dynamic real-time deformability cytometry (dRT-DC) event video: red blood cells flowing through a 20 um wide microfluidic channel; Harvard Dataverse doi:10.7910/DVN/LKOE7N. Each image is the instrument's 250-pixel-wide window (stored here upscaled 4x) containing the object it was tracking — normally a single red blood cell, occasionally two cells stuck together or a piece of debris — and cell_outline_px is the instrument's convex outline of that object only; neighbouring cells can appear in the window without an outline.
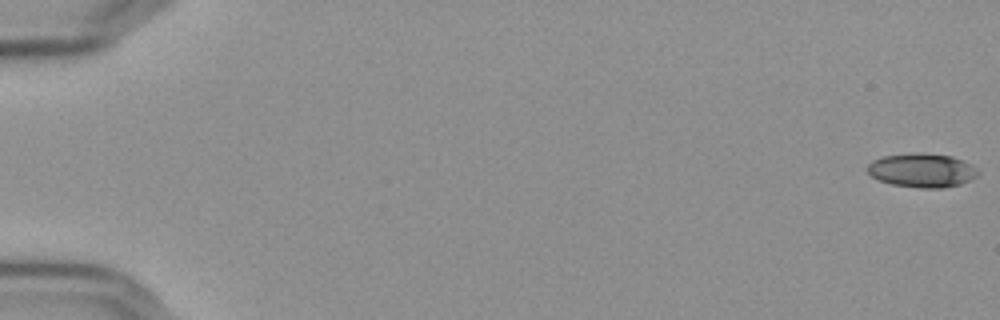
{"species": "Egyptian fruit bat (a non-hibernating species)", "species_latin": "Rousettus aegyptiacus", "temperature_condition": "cold", "stored_images_in_passage": 55, "camera_frame_rate_fps": 3000, "um_per_image_px": 0.085, "frame": {"image": 1, "passage_image": 1, "time_ms": 0.0, "image_size_px": [1000, 320], "cell_outline_px": [[980, 172], [976, 176], [960, 184], [944, 188], [920, 188], [892, 184], [880, 180], [872, 176], [868, 172], [868, 164], [872, 160], [884, 156], [912, 152], [920, 152], [952, 156], [976, 168]], "centroid_in_image_um": [78.35, 14.47], "position_along_channel_um": 6.7, "area_um2": 21.73}}
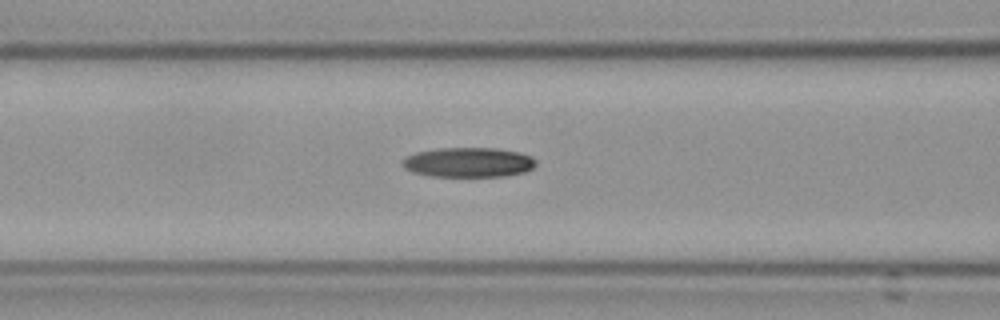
{"frame": {"image": 2, "passage_image": 25, "time_ms": 8.0, "image_size_px": [1000, 320], "cell_outline_px": [[536, 164], [532, 168], [524, 172], [508, 176], [428, 176], [412, 172], [404, 168], [400, 164], [404, 156], [416, 152], [440, 148], [496, 148], [520, 152], [532, 156], [536, 160]], "centroid_in_image_um": [39.79, 13.79], "position_along_channel_um": 126.8, "area_um2": 23.41}}
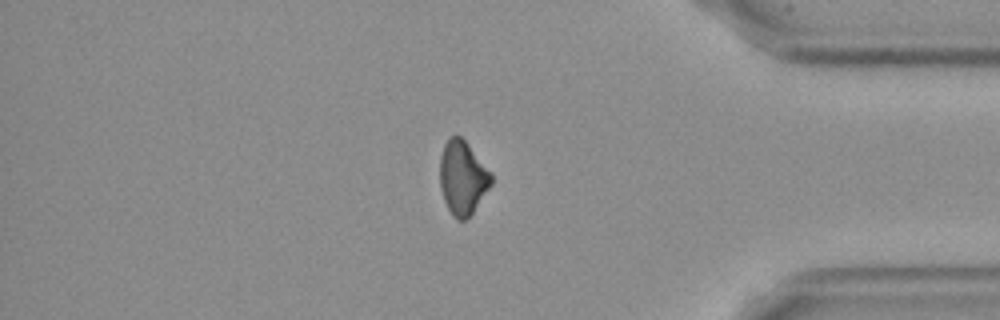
{"frame": {"image": 3, "passage_image": 49, "time_ms": 16.0, "image_size_px": [1000, 320], "cell_outline_px": [[492, 184], [472, 212], [464, 220], [456, 220], [448, 208], [444, 200], [440, 188], [440, 156], [444, 144], [456, 132], [468, 144], [492, 172]], "centroid_in_image_um": [39.32, 15.08], "position_along_channel_um": 395.9, "area_um2": 22.02}}